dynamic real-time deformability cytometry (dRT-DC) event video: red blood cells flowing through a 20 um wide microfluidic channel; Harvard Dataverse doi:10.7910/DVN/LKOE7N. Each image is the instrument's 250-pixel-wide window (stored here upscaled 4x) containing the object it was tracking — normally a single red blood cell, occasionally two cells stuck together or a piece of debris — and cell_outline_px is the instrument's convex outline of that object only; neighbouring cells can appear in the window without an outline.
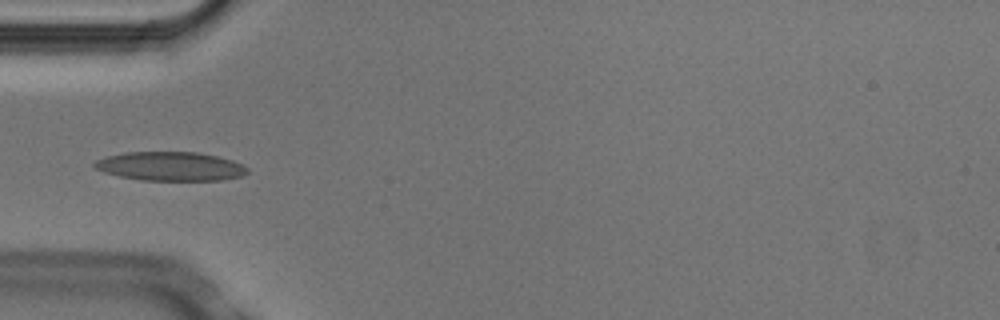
{"species": "Egyptian fruit bat (a non-hibernating species)", "species_latin": "Rousettus aegyptiacus", "temperature_condition": "cold", "stored_images_in_passage": 8, "camera_frame_rate_fps": 3000, "um_per_image_px": 0.085, "animal": {"sex": "male"}, "frame": {"image": 1, "passage_image": 5, "time_ms": 1.333, "image_size_px": [1000, 320], "cell_outline_px": [[248, 172], [244, 176], [220, 180], [140, 180], [120, 176], [104, 172], [96, 168], [92, 164], [96, 160], [108, 156], [124, 152], [196, 152], [216, 156], [232, 160], [248, 168]], "centroid_in_image_um": [14.49, 14.14], "position_along_channel_um": 70.5, "area_um2": 25.66}}
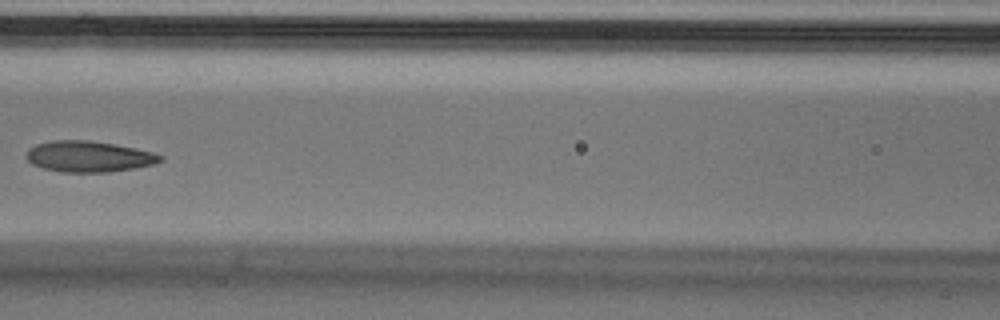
{"frame": {"image": 2, "passage_image": 7, "time_ms": 2.0, "image_size_px": [1000, 320], "cell_outline_px": [[164, 160], [156, 164], [108, 172], [64, 172], [44, 168], [32, 164], [24, 156], [28, 148], [36, 144], [52, 140], [88, 140], [116, 144], [152, 152], [164, 156]], "centroid_in_image_um": [7.54, 13.29], "position_along_channel_um": 159.1, "area_um2": 24.28}}
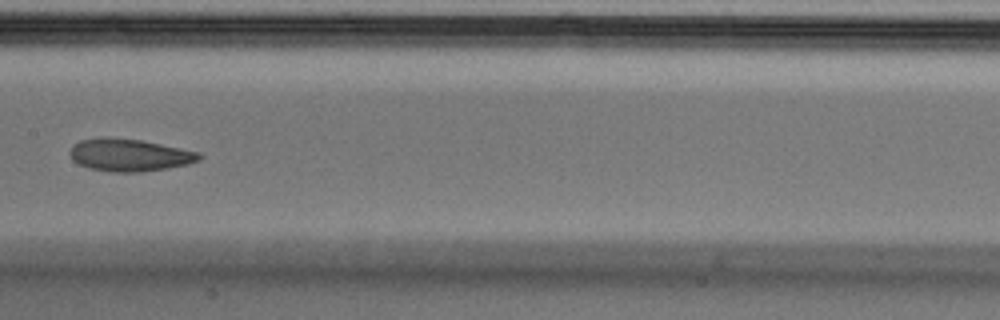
{"frame": {"image": 3, "passage_image": 8, "time_ms": 2.333, "image_size_px": [1000, 320], "cell_outline_px": [[204, 156], [200, 160], [188, 164], [168, 168], [140, 172], [108, 172], [88, 168], [72, 160], [68, 152], [80, 140], [100, 136], [140, 140], [200, 152]], "centroid_in_image_um": [11.0, 13.18], "position_along_channel_um": 196.4, "area_um2": 24.57}}